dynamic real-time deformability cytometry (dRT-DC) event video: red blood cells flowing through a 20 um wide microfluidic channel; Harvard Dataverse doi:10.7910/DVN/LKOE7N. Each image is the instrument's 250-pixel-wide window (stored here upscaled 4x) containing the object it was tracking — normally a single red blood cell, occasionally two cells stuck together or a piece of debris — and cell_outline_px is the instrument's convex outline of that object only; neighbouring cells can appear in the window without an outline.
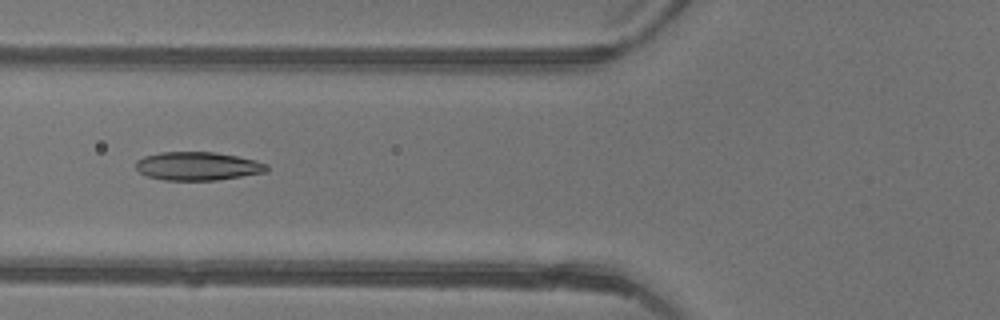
{"species": "common noctule bat (a hibernating species)", "species_latin": "Nyctalus noctula", "temperature_condition": "warm", "stored_images_in_passage": 46, "camera_frame_rate_fps": 3000, "um_per_image_px": 0.085, "animal": {"sex": "female"}, "frame": {"image": 1, "passage_image": 18, "time_ms": 5.667, "image_size_px": [1000, 320], "cell_outline_px": [[268, 172], [216, 180], [164, 180], [148, 176], [140, 172], [136, 168], [136, 160], [144, 156], [160, 152], [216, 152], [236, 156], [268, 164]], "centroid_in_image_um": [16.8, 14.12], "position_along_channel_um": 109.0, "area_um2": 21.62}}
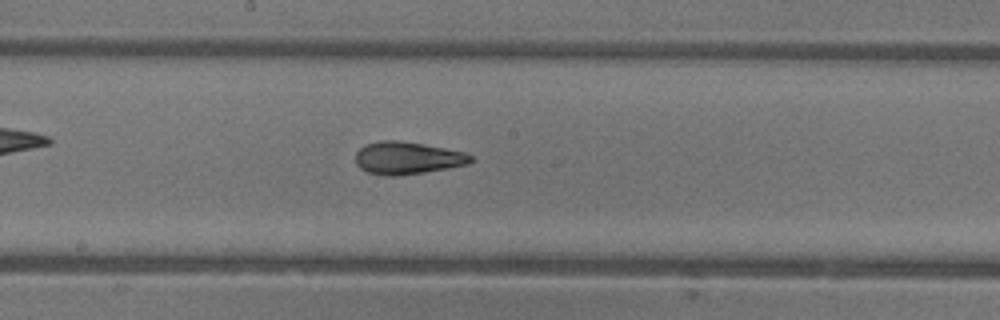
{"frame": {"image": 2, "passage_image": 25, "time_ms": 8.0, "image_size_px": [1000, 320], "cell_outline_px": [[472, 160], [468, 164], [448, 168], [424, 172], [396, 176], [384, 176], [368, 172], [360, 168], [356, 164], [356, 152], [364, 144], [380, 140], [400, 140], [424, 144], [464, 152], [472, 156]], "centroid_in_image_um": [34.59, 13.42], "position_along_channel_um": 213.6, "area_um2": 21.85}}
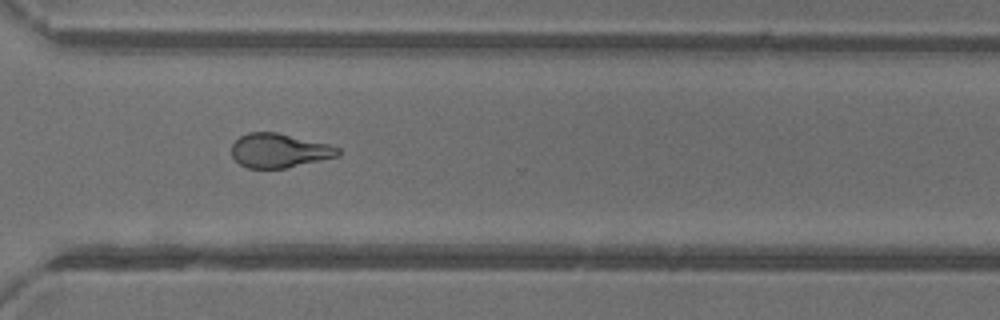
{"frame": {"image": 3, "passage_image": 34, "time_ms": 11.0, "image_size_px": [1000, 320], "cell_outline_px": [[340, 156], [284, 168], [248, 168], [240, 164], [232, 156], [232, 144], [240, 136], [248, 132], [276, 132], [328, 144], [340, 148]], "centroid_in_image_um": [23.73, 12.79], "position_along_channel_um": 346.9, "area_um2": 21.04}, "authors_computed_cell_mechanics": {"area_um2": 21.8484, "velocity_mm_per_s": 4.4652, "shape_relaxation_time_tau1_ms": 5.9325, "shape_relaxation_time_tau2_ms": 2.0346, "deformation_change_tau1": 0.2021, "deformation_change_tau2": 0.0925}}